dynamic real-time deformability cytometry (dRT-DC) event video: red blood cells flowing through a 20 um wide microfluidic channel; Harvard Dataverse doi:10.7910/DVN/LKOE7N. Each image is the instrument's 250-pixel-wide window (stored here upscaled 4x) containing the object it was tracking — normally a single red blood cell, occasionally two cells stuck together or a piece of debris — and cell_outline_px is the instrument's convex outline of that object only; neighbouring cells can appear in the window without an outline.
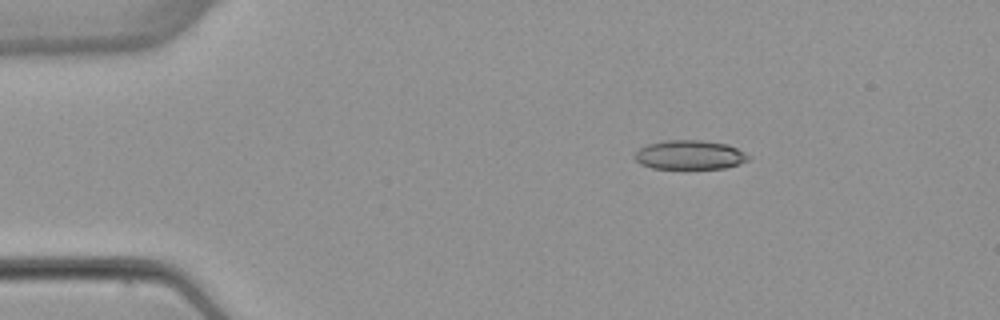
{"species": "common noctule bat (a hibernating species)", "species_latin": "Nyctalus noctula", "temperature_condition": "warm", "stored_images_in_passage": 5, "camera_frame_rate_fps": 3000, "um_per_image_px": 0.085, "animal": {"sex": "female", "body_mass_g": 22.7, "forearm_length_mm": 54.2}, "frame": {"image": 1, "passage_image": 3, "time_ms": 2.667, "image_size_px": [1000, 320], "cell_outline_px": [[752, 156], [748, 160], [740, 164], [724, 168], [652, 168], [640, 164], [632, 156], [640, 148], [648, 144], [664, 140], [700, 140], [728, 144]], "centroid_in_image_um": [58.63, 13.16], "position_along_channel_um": 26.4, "area_um2": 19.36}}